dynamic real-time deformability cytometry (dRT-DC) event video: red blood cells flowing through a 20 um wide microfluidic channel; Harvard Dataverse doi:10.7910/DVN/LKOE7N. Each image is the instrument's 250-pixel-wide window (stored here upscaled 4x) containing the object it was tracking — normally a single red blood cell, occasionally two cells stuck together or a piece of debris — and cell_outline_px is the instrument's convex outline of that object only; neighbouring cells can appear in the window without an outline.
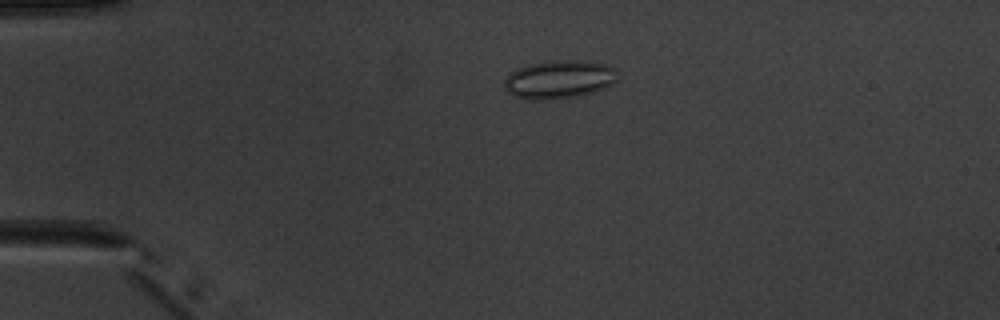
{"species": "common noctule bat (a hibernating species)", "species_latin": "Nyctalus noctula", "temperature_condition": "warm", "stored_images_in_passage": 2, "camera_frame_rate_fps": 3000, "um_per_image_px": 0.085, "animal": {"sex": "male", "body_mass_g": 20.1, "forearm_length_mm": 53.5}, "frame": {"image": 1, "passage_image": 1, "time_ms": 0.0, "image_size_px": [1000, 320], "cell_outline_px": [[616, 80], [612, 84], [604, 88], [572, 96], [544, 100], [540, 100], [516, 96], [508, 92], [504, 88], [504, 80], [508, 72], [516, 68], [528, 64], [552, 60], [580, 60], [604, 64], [612, 68]], "centroid_in_image_um": [47.43, 6.72], "position_along_channel_um": 37.6, "area_um2": 24.8}}